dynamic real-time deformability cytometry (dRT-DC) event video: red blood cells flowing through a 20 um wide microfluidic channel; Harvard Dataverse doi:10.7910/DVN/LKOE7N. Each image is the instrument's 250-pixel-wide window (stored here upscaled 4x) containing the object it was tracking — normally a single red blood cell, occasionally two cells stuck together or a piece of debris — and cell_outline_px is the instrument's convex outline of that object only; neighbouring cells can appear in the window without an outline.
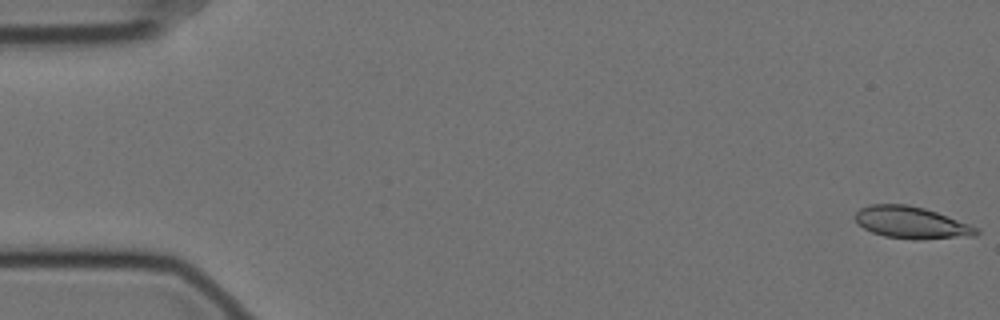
{"species": "Egyptian fruit bat (a non-hibernating species)", "species_latin": "Rousettus aegyptiacus", "temperature_condition": "cold", "stored_images_in_passage": 57, "camera_frame_rate_fps": 3000, "um_per_image_px": 0.085, "animal": {"sex": "female"}, "frame": {"image": 1, "passage_image": 1, "time_ms": 0.0, "image_size_px": [1000, 320], "cell_outline_px": [[980, 232], [976, 236], [916, 240], [912, 240], [884, 236], [872, 232], [864, 228], [856, 220], [856, 212], [860, 208], [868, 204], [908, 204], [924, 208], [936, 212], [980, 228]], "centroid_in_image_um": [77.5, 18.93], "position_along_channel_um": 7.5, "area_um2": 22.66}}
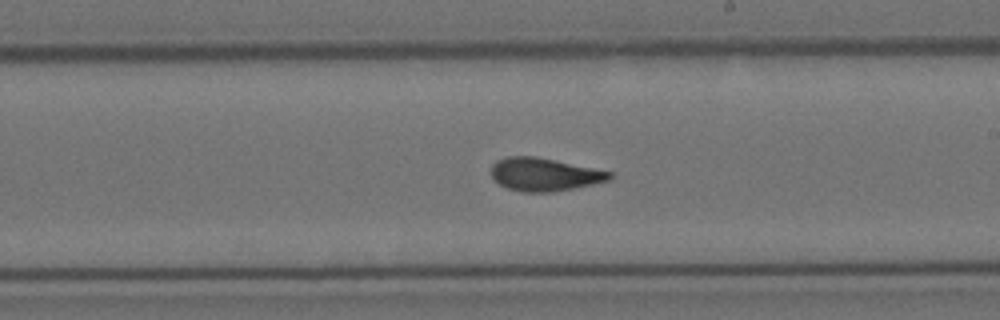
{"frame": {"image": 2, "passage_image": 33, "time_ms": 10.667, "image_size_px": [1000, 320], "cell_outline_px": [[612, 176], [608, 180], [592, 184], [552, 192], [520, 192], [508, 188], [492, 180], [492, 164], [496, 160], [504, 156], [536, 156], [612, 172]], "centroid_in_image_um": [46.21, 14.82], "position_along_channel_um": 242.8, "area_um2": 22.72}}
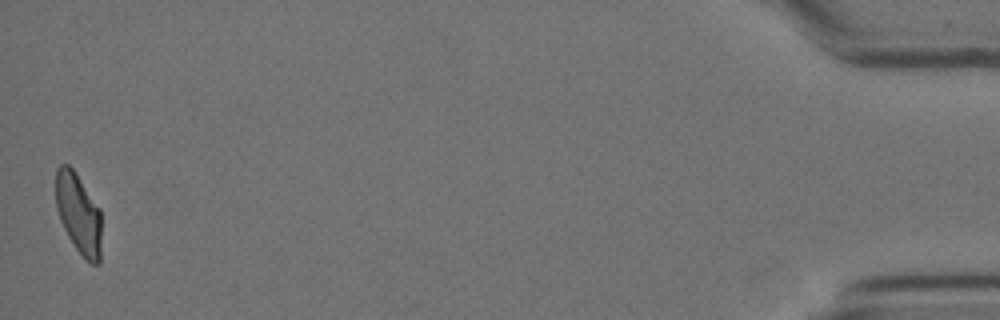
{"frame": {"image": 3, "passage_image": 57, "time_ms": 18.667, "image_size_px": [1000, 320], "cell_outline_px": [[100, 264], [92, 264], [84, 260], [68, 236], [60, 220], [56, 208], [56, 168], [60, 164], [68, 164], [72, 168], [100, 208]], "centroid_in_image_um": [6.67, 18.17], "position_along_channel_um": 428.5, "area_um2": 21.33}, "authors_computed_cell_mechanics": {"area_um2": 22.6576, "velocity_mm_per_s": 3.5084, "shape_relaxation_time_tau1_ms": 7.1087, "shape_relaxation_time_tau2_ms": 1.875, "deformation_change_tau1": 0.1849, "deformation_change_tau2": 0.0713}}